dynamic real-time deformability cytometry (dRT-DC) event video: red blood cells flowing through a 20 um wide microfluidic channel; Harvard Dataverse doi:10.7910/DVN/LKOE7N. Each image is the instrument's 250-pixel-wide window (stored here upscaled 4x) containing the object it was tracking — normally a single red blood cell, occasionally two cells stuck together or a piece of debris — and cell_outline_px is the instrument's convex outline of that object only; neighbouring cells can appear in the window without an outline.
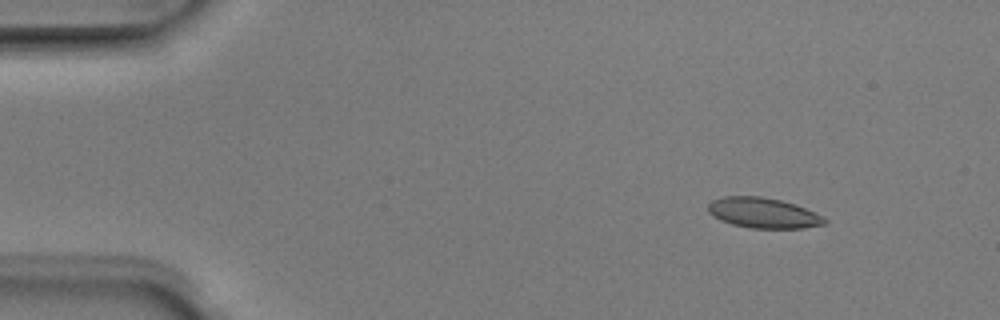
{"species": "Egyptian fruit bat (a non-hibernating species)", "species_latin": "Rousettus aegyptiacus", "temperature_condition": "room temperature", "stored_images_in_passage": 5, "camera_frame_rate_fps": 3000, "um_per_image_px": 0.085, "animal": {"sex": "male"}, "frame": {"image": 1, "passage_image": 2, "time_ms": 0.333, "image_size_px": [1000, 320], "cell_outline_px": [[828, 220], [824, 224], [804, 228], [752, 228], [732, 224], [720, 220], [712, 216], [708, 212], [708, 204], [712, 200], [724, 196], [760, 196], [780, 200], [804, 208], [824, 216]], "centroid_in_image_um": [64.85, 18.1], "position_along_channel_um": 20.1, "area_um2": 20.52}}
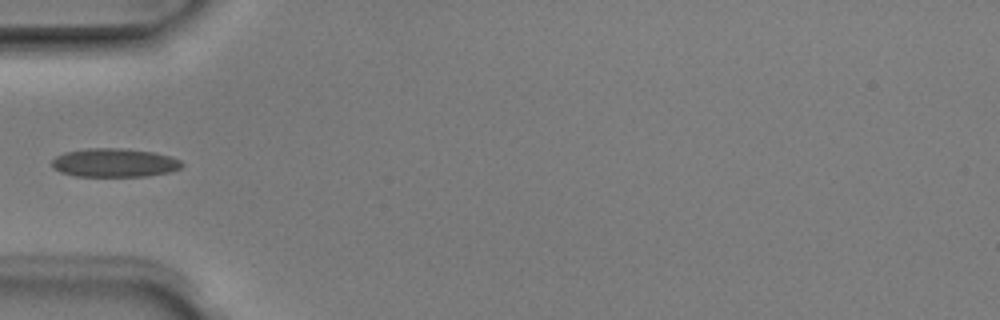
{"frame": {"image": 2, "passage_image": 5, "time_ms": 1.333, "image_size_px": [1000, 320], "cell_outline_px": [[184, 164], [180, 168], [168, 172], [148, 176], [76, 176], [60, 172], [52, 168], [52, 160], [56, 156], [64, 152], [88, 148], [124, 148], [152, 152], [168, 156], [180, 160]], "centroid_in_image_um": [9.69, 13.83], "position_along_channel_um": 75.3, "area_um2": 21.68}}